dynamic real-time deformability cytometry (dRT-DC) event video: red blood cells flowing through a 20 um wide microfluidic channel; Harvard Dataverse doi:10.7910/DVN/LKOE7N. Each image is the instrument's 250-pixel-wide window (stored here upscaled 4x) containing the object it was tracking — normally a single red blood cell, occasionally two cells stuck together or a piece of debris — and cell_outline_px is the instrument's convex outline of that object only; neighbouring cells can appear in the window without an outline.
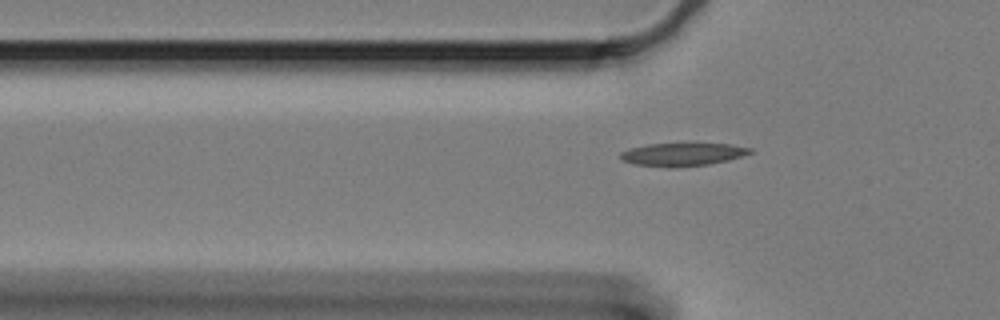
{"species": "Egyptian fruit bat (a non-hibernating species)", "species_latin": "Rousettus aegyptiacus", "temperature_condition": "cold", "stored_images_in_passage": 44, "camera_frame_rate_fps": 3000, "um_per_image_px": 0.085, "animal": {"sex": "female"}, "frame": {"image": 1, "passage_image": 4, "time_ms": 1.0, "image_size_px": [1000, 320], "cell_outline_px": [[752, 152], [728, 160], [708, 164], [632, 164], [624, 160], [620, 156], [620, 152], [628, 148], [648, 144], [732, 144], [752, 148]], "centroid_in_image_um": [58.04, 13.06], "position_along_channel_um": 67.8, "area_um2": 16.18}}
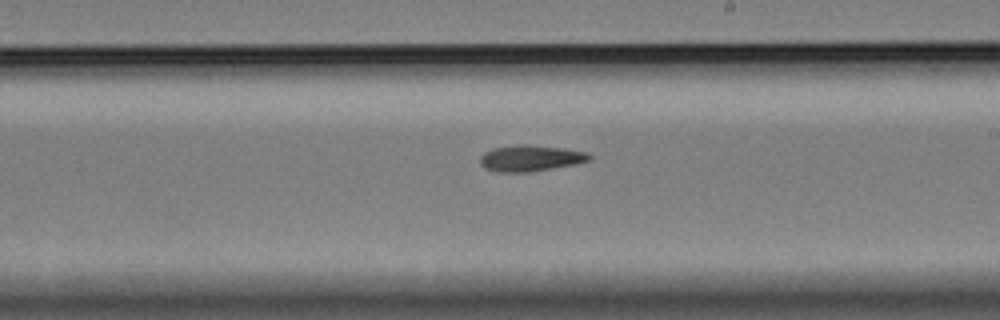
{"frame": {"image": 2, "passage_image": 20, "time_ms": 6.333, "image_size_px": [1000, 320], "cell_outline_px": [[592, 160], [576, 164], [528, 172], [496, 172], [484, 168], [480, 164], [480, 156], [484, 152], [492, 148], [520, 144], [528, 144], [564, 148], [588, 152], [592, 156]], "centroid_in_image_um": [45.1, 13.44], "position_along_channel_um": 243.9, "area_um2": 16.88}}
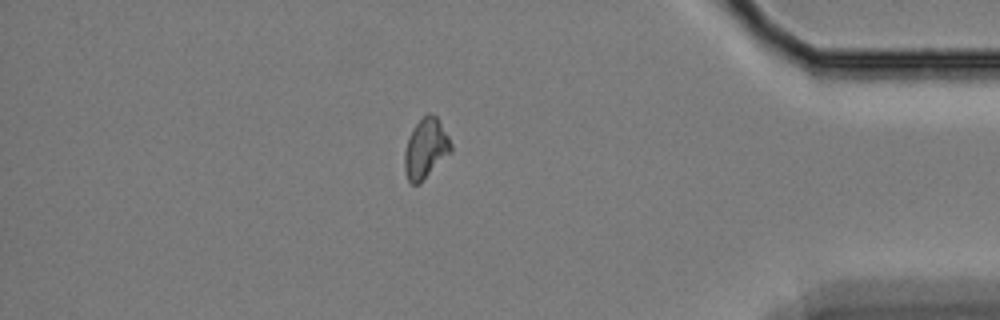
{"frame": {"image": 3, "passage_image": 37, "time_ms": 12.0, "image_size_px": [1000, 320], "cell_outline_px": [[452, 152], [420, 184], [412, 184], [408, 180], [404, 168], [404, 152], [408, 136], [412, 128], [428, 112], [436, 116], [448, 136], [452, 144]], "centroid_in_image_um": [36.18, 12.64], "position_along_channel_um": 399.0, "area_um2": 16.36}}